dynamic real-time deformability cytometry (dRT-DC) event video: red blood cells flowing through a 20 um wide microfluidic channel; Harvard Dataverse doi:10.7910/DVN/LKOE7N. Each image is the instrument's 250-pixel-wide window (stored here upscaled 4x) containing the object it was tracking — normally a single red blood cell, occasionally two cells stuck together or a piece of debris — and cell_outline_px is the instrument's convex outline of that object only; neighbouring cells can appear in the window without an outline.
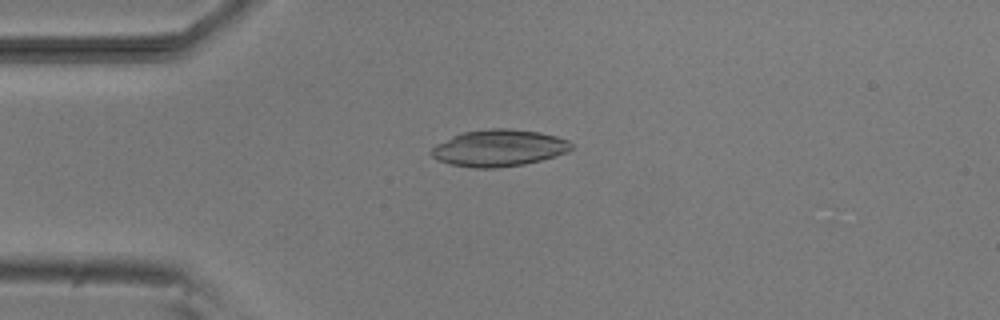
{"species": "common noctule bat (a hibernating species)", "species_latin": "Nyctalus noctula", "temperature_condition": "room temperature", "stored_images_in_passage": 4, "camera_frame_rate_fps": 3000, "um_per_image_px": 0.085, "animal": {"sex": "male", "body_mass_g": 20.5, "forearm_length_mm": 52.5}, "frame": {"image": 1, "passage_image": 1, "time_ms": 0.0, "image_size_px": [1000, 320], "cell_outline_px": [[572, 148], [568, 152], [556, 156], [524, 164], [496, 168], [472, 168], [452, 164], [436, 160], [428, 152], [436, 144], [452, 136], [464, 132], [488, 128], [508, 128], [540, 132], [556, 136], [568, 140], [572, 144]], "centroid_in_image_um": [42.39, 12.58], "position_along_channel_um": 42.6, "area_um2": 30.11}}
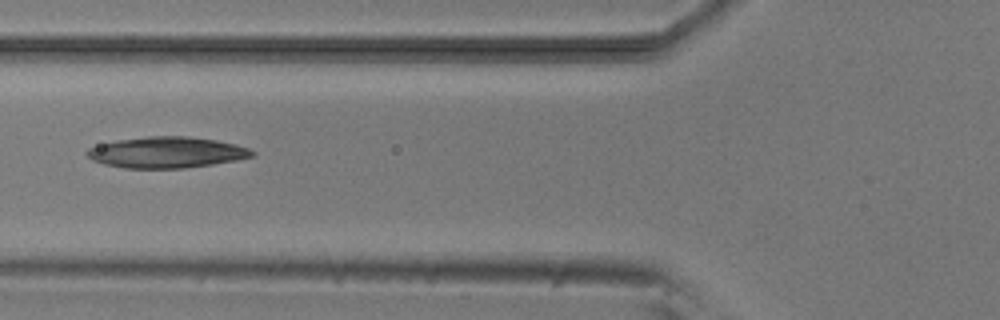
{"frame": {"image": 2, "passage_image": 3, "time_ms": 2.333, "image_size_px": [1000, 320], "cell_outline_px": [[256, 152], [252, 156], [236, 160], [212, 164], [184, 168], [124, 168], [104, 164], [92, 160], [84, 152], [88, 148], [100, 144], [116, 140], [148, 136], [188, 136], [216, 140], [236, 144], [248, 148]], "centroid_in_image_um": [14.14, 12.95], "position_along_channel_um": 111.7, "area_um2": 29.88}}
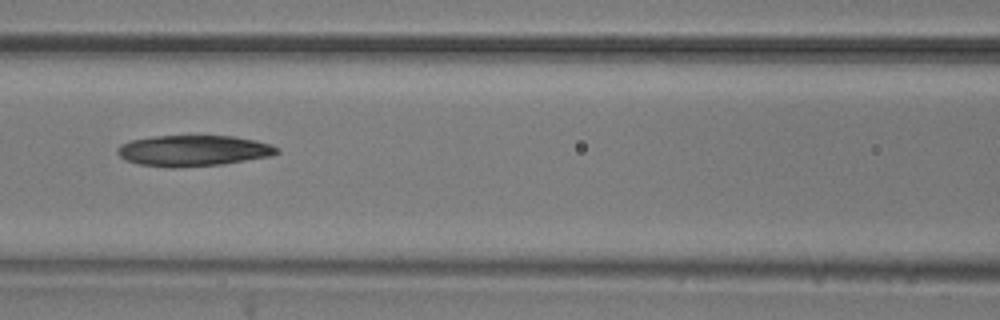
{"frame": {"image": 3, "passage_image": 4, "time_ms": 3.333, "image_size_px": [1000, 320], "cell_outline_px": [[280, 152], [272, 156], [224, 164], [172, 168], [164, 168], [140, 164], [124, 160], [116, 152], [116, 148], [120, 144], [132, 140], [152, 136], [236, 136], [256, 140], [280, 148]], "centroid_in_image_um": [16.43, 12.81], "position_along_channel_um": 150.2, "area_um2": 29.07}}